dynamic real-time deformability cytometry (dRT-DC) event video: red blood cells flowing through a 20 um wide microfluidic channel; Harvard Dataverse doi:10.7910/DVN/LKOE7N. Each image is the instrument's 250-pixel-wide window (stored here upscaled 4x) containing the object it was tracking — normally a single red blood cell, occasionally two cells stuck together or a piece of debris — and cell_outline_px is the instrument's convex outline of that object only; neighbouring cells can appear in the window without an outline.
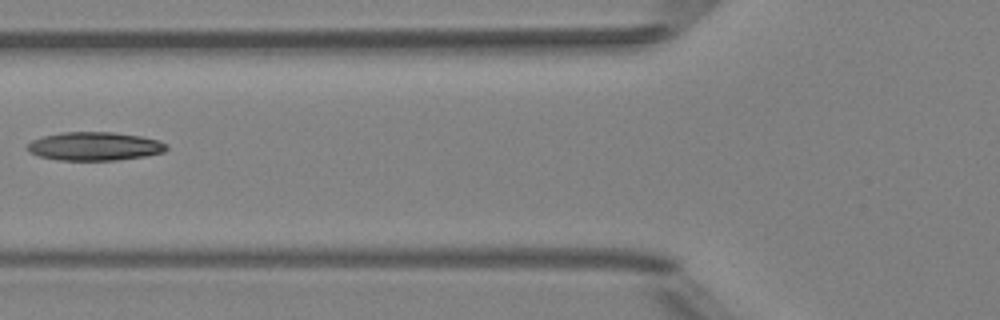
{"species": "Egyptian fruit bat (a non-hibernating species)", "species_latin": "Rousettus aegyptiacus", "temperature_condition": "room temperature", "stored_images_in_passage": 5, "camera_frame_rate_fps": 3000, "um_per_image_px": 0.085, "animal": {"sex": "female"}, "frame": {"image": 1, "passage_image": 4, "time_ms": 1.0, "image_size_px": [1000, 320], "cell_outline_px": [[168, 148], [164, 152], [144, 156], [116, 160], [56, 160], [40, 156], [28, 152], [24, 148], [32, 140], [44, 136], [64, 132], [112, 132], [140, 136], [156, 140], [168, 144]], "centroid_in_image_um": [8.01, 12.44], "position_along_channel_um": 117.8, "area_um2": 23.06}}
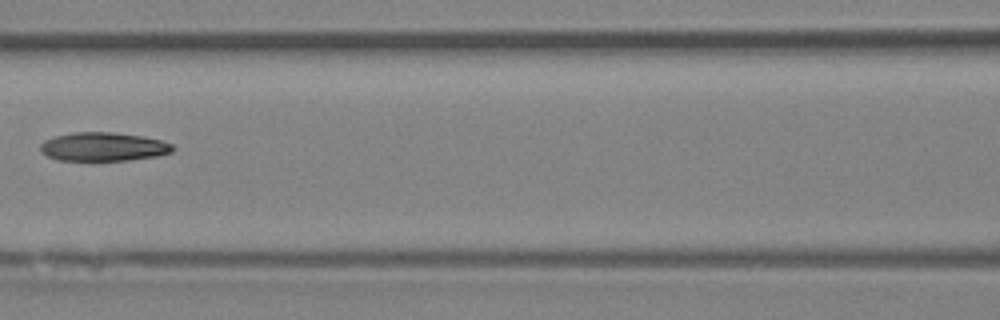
{"frame": {"image": 2, "passage_image": 5, "time_ms": 1.333, "image_size_px": [1000, 320], "cell_outline_px": [[176, 148], [172, 152], [156, 156], [128, 160], [56, 160], [40, 152], [40, 144], [44, 140], [56, 136], [72, 132], [112, 132], [144, 136], [160, 140], [172, 144]], "centroid_in_image_um": [8.78, 12.47], "position_along_channel_um": 157.8, "area_um2": 22.2}}